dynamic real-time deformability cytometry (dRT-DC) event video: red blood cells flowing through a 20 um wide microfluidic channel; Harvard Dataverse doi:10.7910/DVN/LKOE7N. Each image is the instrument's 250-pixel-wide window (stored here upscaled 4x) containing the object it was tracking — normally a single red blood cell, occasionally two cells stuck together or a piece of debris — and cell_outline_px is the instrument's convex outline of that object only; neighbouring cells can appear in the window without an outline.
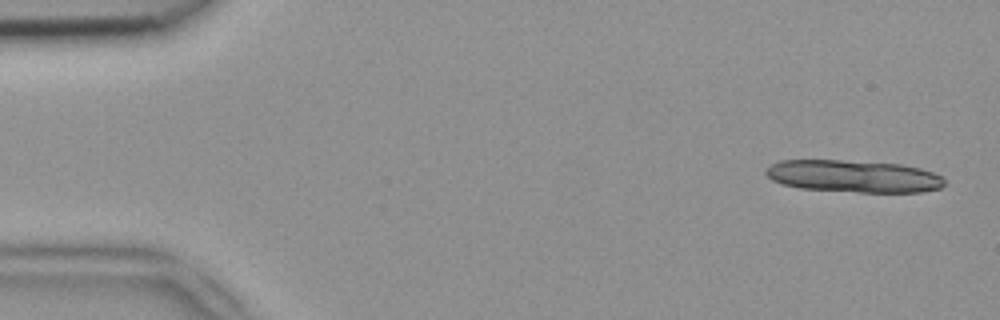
{"species": "common noctule bat (a hibernating species)", "species_latin": "Nyctalus noctula", "temperature_condition": "room temperature", "stored_images_in_passage": 11, "camera_frame_rate_fps": 3000, "um_per_image_px": 0.085, "animal": {"sex": "female", "body_mass_g": 18.4}, "frame": {"image": 1, "passage_image": 1, "time_ms": 0.0, "image_size_px": [1000, 320], "cell_outline_px": [[944, 184], [940, 188], [920, 192], [860, 192], [800, 188], [780, 184], [772, 180], [764, 172], [764, 168], [780, 160], [840, 160], [900, 164], [920, 168], [932, 172], [940, 176], [944, 180]], "centroid_in_image_um": [72.5, 14.98], "position_along_channel_um": 12.5, "area_um2": 33.52}}